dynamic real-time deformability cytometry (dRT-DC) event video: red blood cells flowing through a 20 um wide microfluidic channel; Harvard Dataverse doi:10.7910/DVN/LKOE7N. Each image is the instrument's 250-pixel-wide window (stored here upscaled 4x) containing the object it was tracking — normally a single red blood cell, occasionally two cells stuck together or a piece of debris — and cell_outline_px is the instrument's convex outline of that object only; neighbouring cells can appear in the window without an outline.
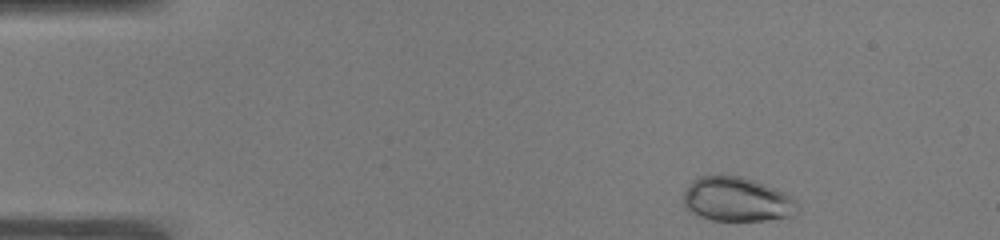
{"species": "common noctule bat (a hibernating species)", "species_latin": "Nyctalus noctula", "temperature_condition": "warm", "stored_images_in_passage": 46, "camera_frame_rate_fps": 3000, "um_per_image_px": 0.085, "animal": {"sex": "male", "body_mass_g": 19.0, "forearm_length_mm": 50.8}, "frame": {"image": 1, "passage_image": 1, "time_ms": 0.0, "image_size_px": [1000, 240], "cell_outline_px": [[796, 216], [768, 220], [712, 220], [696, 216], [688, 212], [684, 208], [684, 192], [688, 184], [692, 180], [700, 176], [740, 176], [776, 188], [792, 196], [796, 200]], "centroid_in_image_um": [62.62, 16.97], "position_along_channel_um": 22.4, "area_um2": 29.65}}
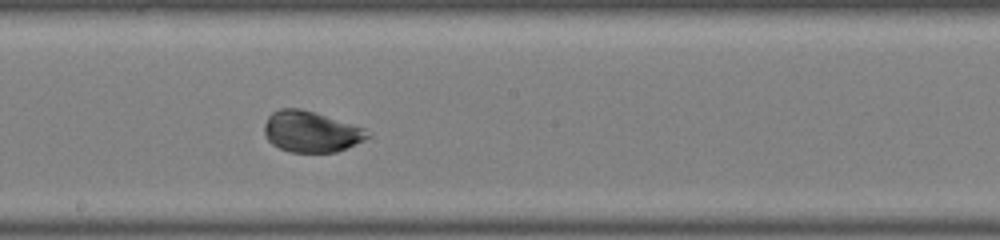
{"frame": {"image": 2, "passage_image": 23, "time_ms": 7.333, "image_size_px": [1000, 240], "cell_outline_px": [[372, 136], [364, 140], [336, 152], [292, 152], [280, 148], [272, 144], [264, 136], [264, 124], [268, 116], [272, 112], [280, 108], [300, 108], [364, 128], [372, 132]], "centroid_in_image_um": [26.42, 11.19], "position_along_channel_um": 221.8, "area_um2": 24.57}}
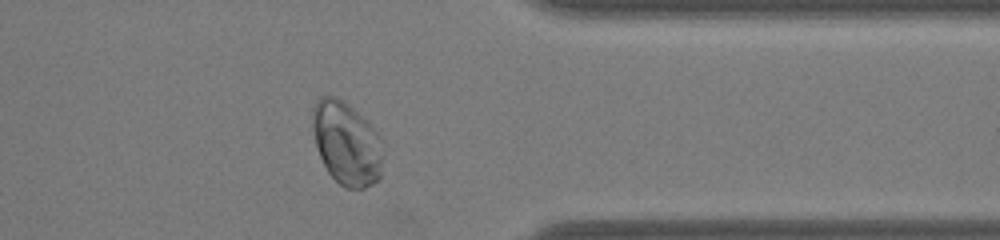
{"frame": {"image": 3, "passage_image": 36, "time_ms": 11.667, "image_size_px": [1000, 240], "cell_outline_px": [[380, 180], [364, 188], [344, 188], [328, 172], [320, 156], [316, 144], [312, 128], [312, 108], [316, 100], [320, 96], [336, 96], [344, 100], [380, 136]], "centroid_in_image_um": [29.41, 12.17], "position_along_channel_um": 382.0, "area_um2": 33.7}}